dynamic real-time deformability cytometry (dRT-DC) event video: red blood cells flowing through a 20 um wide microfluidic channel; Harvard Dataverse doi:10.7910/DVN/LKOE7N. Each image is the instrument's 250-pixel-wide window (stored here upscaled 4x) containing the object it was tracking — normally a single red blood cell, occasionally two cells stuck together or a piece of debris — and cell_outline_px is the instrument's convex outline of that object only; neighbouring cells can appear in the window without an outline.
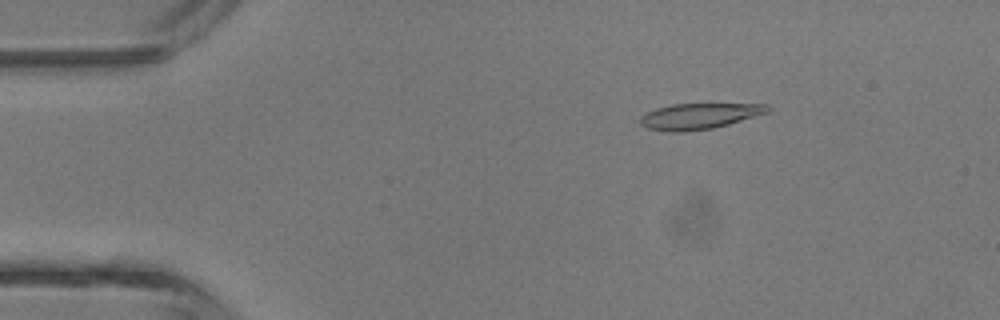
{"species": "common noctule bat (a hibernating species)", "species_latin": "Nyctalus noctula", "temperature_condition": "room temperature", "stored_images_in_passage": 4, "camera_frame_rate_fps": 3000, "um_per_image_px": 0.085, "animal": {"sex": "male", "body_mass_g": 13.3}, "frame": {"image": 1, "passage_image": 1, "time_ms": 0.0, "image_size_px": [1000, 320], "cell_outline_px": [[772, 108], [768, 112], [728, 124], [712, 128], [684, 132], [668, 132], [648, 128], [640, 124], [640, 116], [656, 108], [672, 104], [768, 104]], "centroid_in_image_um": [59.42, 9.87], "position_along_channel_um": 25.6, "area_um2": 19.07}}
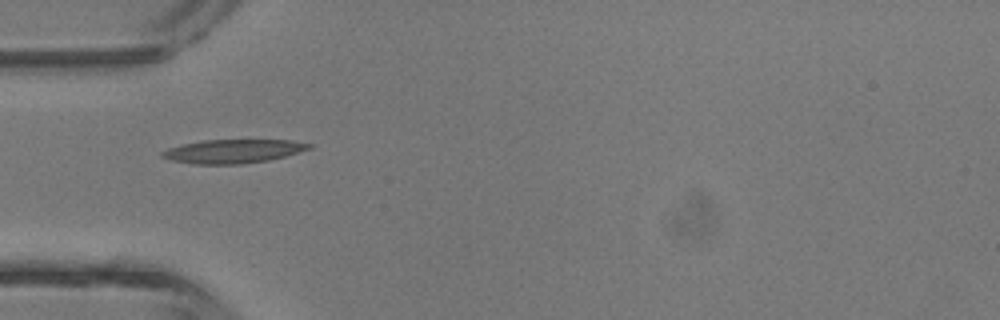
{"frame": {"image": 2, "passage_image": 3, "time_ms": 2.333, "image_size_px": [1000, 320], "cell_outline_px": [[312, 148], [284, 156], [268, 160], [240, 164], [192, 164], [172, 160], [160, 156], [160, 152], [168, 148], [184, 144], [204, 140], [292, 140], [312, 144]], "centroid_in_image_um": [19.8, 12.85], "position_along_channel_um": 65.2, "area_um2": 20.17}}
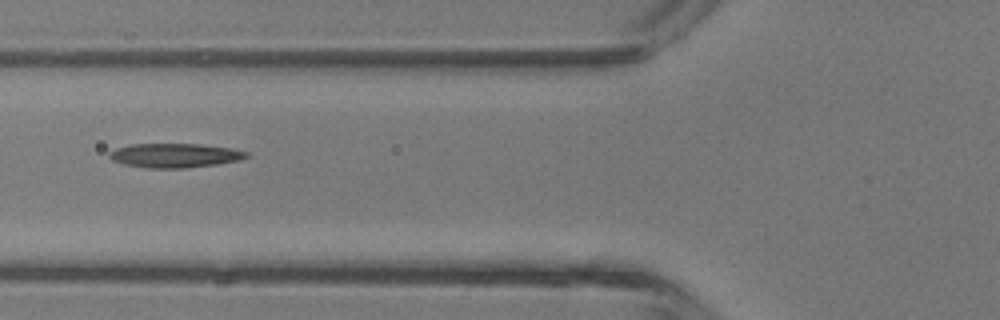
{"frame": {"image": 3, "passage_image": 4, "time_ms": 3.333, "image_size_px": [1000, 320], "cell_outline_px": [[252, 156], [240, 160], [216, 164], [184, 168], [144, 168], [124, 164], [112, 160], [108, 156], [108, 152], [116, 148], [132, 144], [200, 144], [232, 148], [248, 152]], "centroid_in_image_um": [14.87, 13.21], "position_along_channel_um": 110.9, "area_um2": 19.48}}